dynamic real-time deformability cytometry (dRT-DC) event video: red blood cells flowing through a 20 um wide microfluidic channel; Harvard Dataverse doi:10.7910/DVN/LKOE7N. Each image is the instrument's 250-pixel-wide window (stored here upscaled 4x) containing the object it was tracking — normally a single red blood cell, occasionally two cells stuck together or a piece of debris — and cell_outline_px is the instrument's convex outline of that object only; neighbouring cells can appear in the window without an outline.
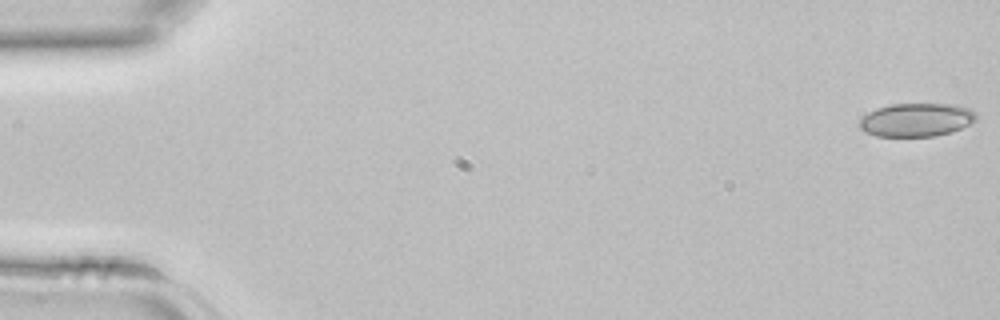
{"species": "common noctule bat (a hibernating species)", "species_latin": "Nyctalus noctula", "temperature_condition": "room temperature", "stored_images_in_passage": 43, "camera_frame_rate_fps": 3000, "um_per_image_px": 0.085, "animal": {"sex": "female", "body_mass_g": 22.7, "forearm_length_mm": 54.2}, "frame": {"image": 1, "passage_image": 1, "time_ms": 0.0, "image_size_px": [1000, 320], "cell_outline_px": [[976, 120], [952, 132], [936, 136], [876, 136], [864, 132], [856, 124], [868, 112], [876, 108], [888, 104], [948, 104], [968, 108], [976, 112]], "centroid_in_image_um": [77.84, 10.19], "position_along_channel_um": 7.2, "area_um2": 22.77}}
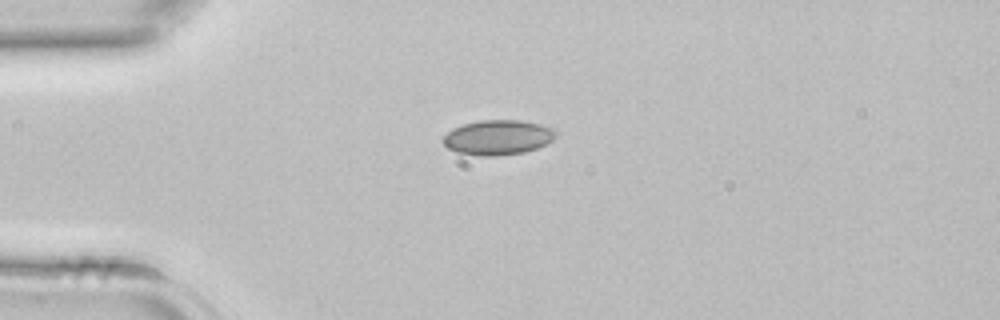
{"frame": {"image": 2, "passage_image": 11, "time_ms": 3.333, "image_size_px": [1000, 320], "cell_outline_px": [[556, 136], [552, 140], [536, 148], [524, 152], [496, 156], [480, 156], [456, 152], [448, 148], [440, 140], [452, 128], [464, 124], [480, 120], [520, 120], [540, 124], [556, 128]], "centroid_in_image_um": [42.31, 11.67], "position_along_channel_um": 42.7, "area_um2": 23.0}}
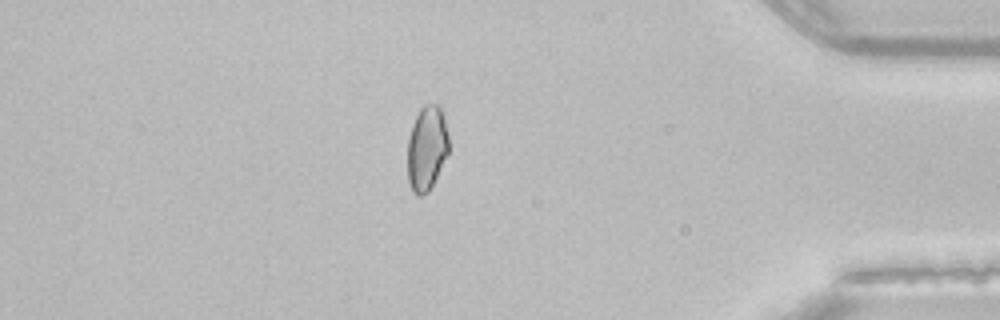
{"frame": {"image": 3, "passage_image": 37, "time_ms": 12.0, "image_size_px": [1000, 320], "cell_outline_px": [[448, 152], [428, 192], [420, 196], [416, 196], [412, 192], [408, 180], [408, 140], [412, 124], [420, 108], [424, 104], [440, 104], [444, 116], [448, 136]], "centroid_in_image_um": [36.26, 12.57], "position_along_channel_um": 398.9, "area_um2": 20.29}}